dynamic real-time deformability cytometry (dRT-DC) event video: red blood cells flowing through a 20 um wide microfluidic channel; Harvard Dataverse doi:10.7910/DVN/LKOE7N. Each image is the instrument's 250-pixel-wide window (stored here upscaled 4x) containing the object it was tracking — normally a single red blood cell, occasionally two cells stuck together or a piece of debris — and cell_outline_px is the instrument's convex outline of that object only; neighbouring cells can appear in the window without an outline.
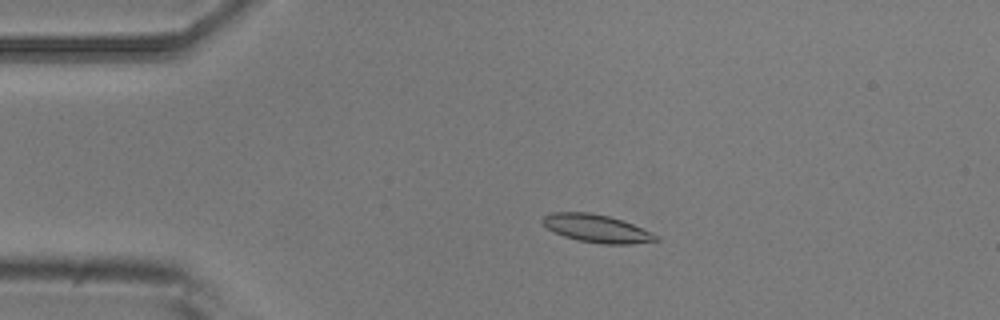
{"species": "common noctule bat (a hibernating species)", "species_latin": "Nyctalus noctula", "temperature_condition": "room temperature", "stored_images_in_passage": 55, "camera_frame_rate_fps": 3000, "um_per_image_px": 0.085, "animal": {"sex": "male", "body_mass_g": 20.5, "forearm_length_mm": 52.5}, "frame": {"image": 1, "passage_image": 12, "time_ms": 3.667, "image_size_px": [1000, 320], "cell_outline_px": [[660, 240], [632, 244], [600, 244], [580, 240], [564, 236], [548, 228], [540, 220], [544, 216], [552, 212], [588, 212], [608, 216], [624, 220], [652, 232], [660, 236]], "centroid_in_image_um": [50.77, 19.42], "position_along_channel_um": 34.2, "area_um2": 18.44}}
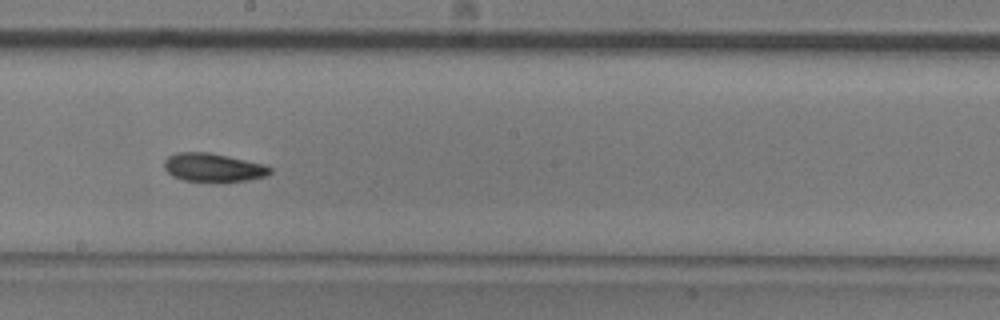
{"frame": {"image": 2, "passage_image": 31, "time_ms": 10.0, "image_size_px": [1000, 320], "cell_outline_px": [[272, 172], [268, 176], [248, 180], [184, 180], [172, 176], [164, 168], [164, 160], [168, 156], [176, 152], [208, 152], [228, 156], [264, 164], [272, 168]], "centroid_in_image_um": [18.12, 14.21], "position_along_channel_um": 230.1, "area_um2": 17.28}}
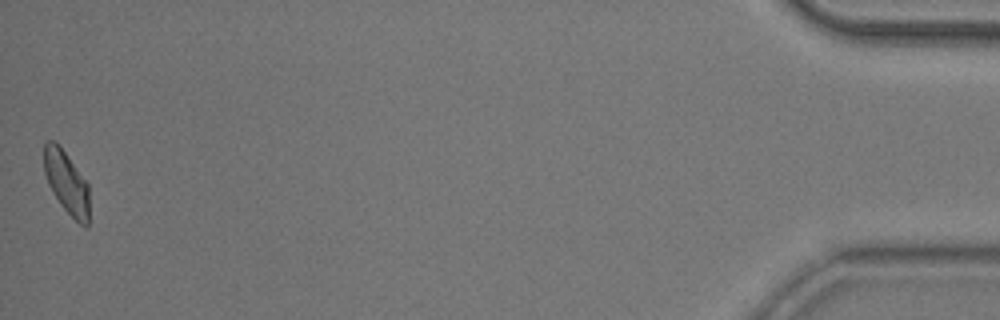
{"frame": {"image": 3, "passage_image": 55, "time_ms": 18.0, "image_size_px": [1000, 320], "cell_outline_px": [[88, 228], [84, 228], [60, 204], [52, 192], [48, 184], [44, 172], [44, 144], [48, 140], [56, 140], [88, 184]], "centroid_in_image_um": [5.63, 15.49], "position_along_channel_um": 429.6, "area_um2": 16.42}, "authors_computed_cell_mechanics": {"area_um2": 17.6868, "velocity_mm_per_s": 3.6941, "shape_relaxation_time_tau1_ms": 3.9905, "shape_relaxation_time_tau2_ms": 2.5269, "deformation_change_tau1": 0.1066, "deformation_change_tau2": 0.0714}}